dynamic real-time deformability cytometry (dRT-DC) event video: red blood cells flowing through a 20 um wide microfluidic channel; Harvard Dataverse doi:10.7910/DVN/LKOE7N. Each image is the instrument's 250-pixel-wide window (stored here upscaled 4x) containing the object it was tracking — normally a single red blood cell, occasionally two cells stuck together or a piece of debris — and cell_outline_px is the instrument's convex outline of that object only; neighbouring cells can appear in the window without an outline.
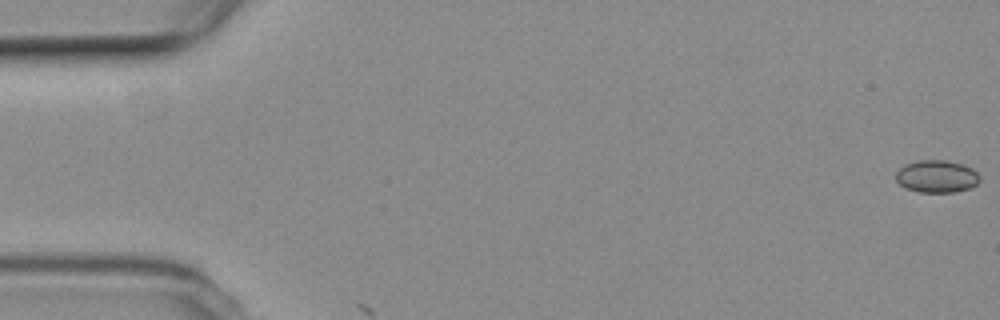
{"species": "common noctule bat (a hibernating species)", "species_latin": "Nyctalus noctula", "temperature_condition": "room temperature", "stored_images_in_passage": 3, "camera_frame_rate_fps": 3000, "um_per_image_px": 0.085, "animal": {"sex": "female", "body_mass_g": 19.3, "forearm_length_mm": 54.1}, "frame": {"image": 1, "passage_image": 1, "time_ms": 0.0, "image_size_px": [1000, 320], "cell_outline_px": [[980, 180], [976, 184], [968, 188], [952, 192], [920, 192], [904, 188], [896, 180], [896, 172], [904, 164], [920, 160], [944, 160], [964, 164], [972, 168], [980, 176]], "centroid_in_image_um": [79.61, 14.98], "position_along_channel_um": 5.4, "area_um2": 15.84}}